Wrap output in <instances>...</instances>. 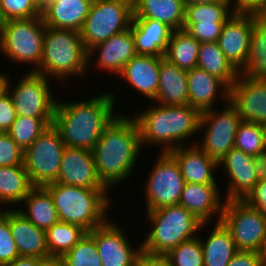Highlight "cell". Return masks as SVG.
<instances>
[{
    "instance_id": "cell-35",
    "label": "cell",
    "mask_w": 266,
    "mask_h": 266,
    "mask_svg": "<svg viewBox=\"0 0 266 266\" xmlns=\"http://www.w3.org/2000/svg\"><path fill=\"white\" fill-rule=\"evenodd\" d=\"M49 255L64 256L87 231L71 223L57 222L45 231Z\"/></svg>"
},
{
    "instance_id": "cell-26",
    "label": "cell",
    "mask_w": 266,
    "mask_h": 266,
    "mask_svg": "<svg viewBox=\"0 0 266 266\" xmlns=\"http://www.w3.org/2000/svg\"><path fill=\"white\" fill-rule=\"evenodd\" d=\"M188 105L198 108L201 112L213 108L218 94L223 100L229 101V88L218 78L205 70L195 67L187 71ZM221 91V92H218Z\"/></svg>"
},
{
    "instance_id": "cell-24",
    "label": "cell",
    "mask_w": 266,
    "mask_h": 266,
    "mask_svg": "<svg viewBox=\"0 0 266 266\" xmlns=\"http://www.w3.org/2000/svg\"><path fill=\"white\" fill-rule=\"evenodd\" d=\"M131 31L138 55L164 57L173 29L153 19H132Z\"/></svg>"
},
{
    "instance_id": "cell-40",
    "label": "cell",
    "mask_w": 266,
    "mask_h": 266,
    "mask_svg": "<svg viewBox=\"0 0 266 266\" xmlns=\"http://www.w3.org/2000/svg\"><path fill=\"white\" fill-rule=\"evenodd\" d=\"M172 266H204L200 237L183 242L165 255Z\"/></svg>"
},
{
    "instance_id": "cell-45",
    "label": "cell",
    "mask_w": 266,
    "mask_h": 266,
    "mask_svg": "<svg viewBox=\"0 0 266 266\" xmlns=\"http://www.w3.org/2000/svg\"><path fill=\"white\" fill-rule=\"evenodd\" d=\"M243 201L266 215V172L259 178Z\"/></svg>"
},
{
    "instance_id": "cell-12",
    "label": "cell",
    "mask_w": 266,
    "mask_h": 266,
    "mask_svg": "<svg viewBox=\"0 0 266 266\" xmlns=\"http://www.w3.org/2000/svg\"><path fill=\"white\" fill-rule=\"evenodd\" d=\"M48 82L44 75L28 71L13 88L10 78H7L6 90L17 116L54 118L58 100L53 96Z\"/></svg>"
},
{
    "instance_id": "cell-20",
    "label": "cell",
    "mask_w": 266,
    "mask_h": 266,
    "mask_svg": "<svg viewBox=\"0 0 266 266\" xmlns=\"http://www.w3.org/2000/svg\"><path fill=\"white\" fill-rule=\"evenodd\" d=\"M219 185L185 182L179 205L185 207L202 223L209 224L213 216L220 222L225 200L220 198ZM208 222V223H207Z\"/></svg>"
},
{
    "instance_id": "cell-54",
    "label": "cell",
    "mask_w": 266,
    "mask_h": 266,
    "mask_svg": "<svg viewBox=\"0 0 266 266\" xmlns=\"http://www.w3.org/2000/svg\"><path fill=\"white\" fill-rule=\"evenodd\" d=\"M41 6H43L49 0H37Z\"/></svg>"
},
{
    "instance_id": "cell-22",
    "label": "cell",
    "mask_w": 266,
    "mask_h": 266,
    "mask_svg": "<svg viewBox=\"0 0 266 266\" xmlns=\"http://www.w3.org/2000/svg\"><path fill=\"white\" fill-rule=\"evenodd\" d=\"M9 208V227L19 256L43 257L49 255L45 230L38 228L15 207Z\"/></svg>"
},
{
    "instance_id": "cell-28",
    "label": "cell",
    "mask_w": 266,
    "mask_h": 266,
    "mask_svg": "<svg viewBox=\"0 0 266 266\" xmlns=\"http://www.w3.org/2000/svg\"><path fill=\"white\" fill-rule=\"evenodd\" d=\"M185 0H133V19H153L173 30H181L185 21Z\"/></svg>"
},
{
    "instance_id": "cell-5",
    "label": "cell",
    "mask_w": 266,
    "mask_h": 266,
    "mask_svg": "<svg viewBox=\"0 0 266 266\" xmlns=\"http://www.w3.org/2000/svg\"><path fill=\"white\" fill-rule=\"evenodd\" d=\"M88 69V52L80 32L71 29L48 27L45 30L42 60L35 73L59 81L68 77L85 76Z\"/></svg>"
},
{
    "instance_id": "cell-29",
    "label": "cell",
    "mask_w": 266,
    "mask_h": 266,
    "mask_svg": "<svg viewBox=\"0 0 266 266\" xmlns=\"http://www.w3.org/2000/svg\"><path fill=\"white\" fill-rule=\"evenodd\" d=\"M25 210L18 211L40 229L47 230L59 222L57 210L50 192L44 186H34L24 198Z\"/></svg>"
},
{
    "instance_id": "cell-47",
    "label": "cell",
    "mask_w": 266,
    "mask_h": 266,
    "mask_svg": "<svg viewBox=\"0 0 266 266\" xmlns=\"http://www.w3.org/2000/svg\"><path fill=\"white\" fill-rule=\"evenodd\" d=\"M227 266H266L261 252L238 250Z\"/></svg>"
},
{
    "instance_id": "cell-31",
    "label": "cell",
    "mask_w": 266,
    "mask_h": 266,
    "mask_svg": "<svg viewBox=\"0 0 266 266\" xmlns=\"http://www.w3.org/2000/svg\"><path fill=\"white\" fill-rule=\"evenodd\" d=\"M240 76L251 79H266V13H254L250 51Z\"/></svg>"
},
{
    "instance_id": "cell-2",
    "label": "cell",
    "mask_w": 266,
    "mask_h": 266,
    "mask_svg": "<svg viewBox=\"0 0 266 266\" xmlns=\"http://www.w3.org/2000/svg\"><path fill=\"white\" fill-rule=\"evenodd\" d=\"M142 148L137 122L119 112L92 150L97 175L109 190L130 177Z\"/></svg>"
},
{
    "instance_id": "cell-48",
    "label": "cell",
    "mask_w": 266,
    "mask_h": 266,
    "mask_svg": "<svg viewBox=\"0 0 266 266\" xmlns=\"http://www.w3.org/2000/svg\"><path fill=\"white\" fill-rule=\"evenodd\" d=\"M134 266H172V264L165 255H153L142 251Z\"/></svg>"
},
{
    "instance_id": "cell-15",
    "label": "cell",
    "mask_w": 266,
    "mask_h": 266,
    "mask_svg": "<svg viewBox=\"0 0 266 266\" xmlns=\"http://www.w3.org/2000/svg\"><path fill=\"white\" fill-rule=\"evenodd\" d=\"M113 221L87 232L97 245V251L102 266H134L137 257L142 252L141 243L136 248L132 247L127 232Z\"/></svg>"
},
{
    "instance_id": "cell-30",
    "label": "cell",
    "mask_w": 266,
    "mask_h": 266,
    "mask_svg": "<svg viewBox=\"0 0 266 266\" xmlns=\"http://www.w3.org/2000/svg\"><path fill=\"white\" fill-rule=\"evenodd\" d=\"M207 239H201L204 266H227L238 251L230 232L221 222H216Z\"/></svg>"
},
{
    "instance_id": "cell-16",
    "label": "cell",
    "mask_w": 266,
    "mask_h": 266,
    "mask_svg": "<svg viewBox=\"0 0 266 266\" xmlns=\"http://www.w3.org/2000/svg\"><path fill=\"white\" fill-rule=\"evenodd\" d=\"M254 13L235 10L223 25L218 45L230 63L240 71L246 64L253 31Z\"/></svg>"
},
{
    "instance_id": "cell-49",
    "label": "cell",
    "mask_w": 266,
    "mask_h": 266,
    "mask_svg": "<svg viewBox=\"0 0 266 266\" xmlns=\"http://www.w3.org/2000/svg\"><path fill=\"white\" fill-rule=\"evenodd\" d=\"M234 4L237 11L266 13V0H234Z\"/></svg>"
},
{
    "instance_id": "cell-33",
    "label": "cell",
    "mask_w": 266,
    "mask_h": 266,
    "mask_svg": "<svg viewBox=\"0 0 266 266\" xmlns=\"http://www.w3.org/2000/svg\"><path fill=\"white\" fill-rule=\"evenodd\" d=\"M32 185L24 165L0 167V204H22Z\"/></svg>"
},
{
    "instance_id": "cell-18",
    "label": "cell",
    "mask_w": 266,
    "mask_h": 266,
    "mask_svg": "<svg viewBox=\"0 0 266 266\" xmlns=\"http://www.w3.org/2000/svg\"><path fill=\"white\" fill-rule=\"evenodd\" d=\"M55 183L87 189H108L97 175L92 151L67 146Z\"/></svg>"
},
{
    "instance_id": "cell-21",
    "label": "cell",
    "mask_w": 266,
    "mask_h": 266,
    "mask_svg": "<svg viewBox=\"0 0 266 266\" xmlns=\"http://www.w3.org/2000/svg\"><path fill=\"white\" fill-rule=\"evenodd\" d=\"M176 159L181 174L188 183L217 185L214 177L218 162L200 149L195 141L189 146H181L169 151Z\"/></svg>"
},
{
    "instance_id": "cell-25",
    "label": "cell",
    "mask_w": 266,
    "mask_h": 266,
    "mask_svg": "<svg viewBox=\"0 0 266 266\" xmlns=\"http://www.w3.org/2000/svg\"><path fill=\"white\" fill-rule=\"evenodd\" d=\"M91 4L89 0H51L42 6V18L48 27L80 32Z\"/></svg>"
},
{
    "instance_id": "cell-46",
    "label": "cell",
    "mask_w": 266,
    "mask_h": 266,
    "mask_svg": "<svg viewBox=\"0 0 266 266\" xmlns=\"http://www.w3.org/2000/svg\"><path fill=\"white\" fill-rule=\"evenodd\" d=\"M17 118L10 94L7 90L0 94V132H8Z\"/></svg>"
},
{
    "instance_id": "cell-10",
    "label": "cell",
    "mask_w": 266,
    "mask_h": 266,
    "mask_svg": "<svg viewBox=\"0 0 266 266\" xmlns=\"http://www.w3.org/2000/svg\"><path fill=\"white\" fill-rule=\"evenodd\" d=\"M65 147L58 130L50 125L24 151L23 163L33 186L57 180Z\"/></svg>"
},
{
    "instance_id": "cell-13",
    "label": "cell",
    "mask_w": 266,
    "mask_h": 266,
    "mask_svg": "<svg viewBox=\"0 0 266 266\" xmlns=\"http://www.w3.org/2000/svg\"><path fill=\"white\" fill-rule=\"evenodd\" d=\"M216 111L211 108L201 113L199 131L205 128V134L201 142L196 141L195 144L219 163L234 148L241 117L229 101L222 111Z\"/></svg>"
},
{
    "instance_id": "cell-50",
    "label": "cell",
    "mask_w": 266,
    "mask_h": 266,
    "mask_svg": "<svg viewBox=\"0 0 266 266\" xmlns=\"http://www.w3.org/2000/svg\"><path fill=\"white\" fill-rule=\"evenodd\" d=\"M38 266H66L64 256L47 255L38 258Z\"/></svg>"
},
{
    "instance_id": "cell-11",
    "label": "cell",
    "mask_w": 266,
    "mask_h": 266,
    "mask_svg": "<svg viewBox=\"0 0 266 266\" xmlns=\"http://www.w3.org/2000/svg\"><path fill=\"white\" fill-rule=\"evenodd\" d=\"M151 168L143 191L146 211L178 205L185 180L176 159L169 152L161 151Z\"/></svg>"
},
{
    "instance_id": "cell-32",
    "label": "cell",
    "mask_w": 266,
    "mask_h": 266,
    "mask_svg": "<svg viewBox=\"0 0 266 266\" xmlns=\"http://www.w3.org/2000/svg\"><path fill=\"white\" fill-rule=\"evenodd\" d=\"M197 67L220 79L229 89L240 74L221 51L218 42L200 43Z\"/></svg>"
},
{
    "instance_id": "cell-53",
    "label": "cell",
    "mask_w": 266,
    "mask_h": 266,
    "mask_svg": "<svg viewBox=\"0 0 266 266\" xmlns=\"http://www.w3.org/2000/svg\"><path fill=\"white\" fill-rule=\"evenodd\" d=\"M8 76L0 72V94L6 90V81Z\"/></svg>"
},
{
    "instance_id": "cell-19",
    "label": "cell",
    "mask_w": 266,
    "mask_h": 266,
    "mask_svg": "<svg viewBox=\"0 0 266 266\" xmlns=\"http://www.w3.org/2000/svg\"><path fill=\"white\" fill-rule=\"evenodd\" d=\"M96 50L99 51L95 61L98 68L119 76L124 66L137 55L131 28L91 48L88 51V65Z\"/></svg>"
},
{
    "instance_id": "cell-38",
    "label": "cell",
    "mask_w": 266,
    "mask_h": 266,
    "mask_svg": "<svg viewBox=\"0 0 266 266\" xmlns=\"http://www.w3.org/2000/svg\"><path fill=\"white\" fill-rule=\"evenodd\" d=\"M235 10L234 3L185 4L184 23H225Z\"/></svg>"
},
{
    "instance_id": "cell-8",
    "label": "cell",
    "mask_w": 266,
    "mask_h": 266,
    "mask_svg": "<svg viewBox=\"0 0 266 266\" xmlns=\"http://www.w3.org/2000/svg\"><path fill=\"white\" fill-rule=\"evenodd\" d=\"M133 15V0H99L92 3L80 30L86 51L129 29Z\"/></svg>"
},
{
    "instance_id": "cell-42",
    "label": "cell",
    "mask_w": 266,
    "mask_h": 266,
    "mask_svg": "<svg viewBox=\"0 0 266 266\" xmlns=\"http://www.w3.org/2000/svg\"><path fill=\"white\" fill-rule=\"evenodd\" d=\"M19 257L18 249L9 227V208L0 209V265Z\"/></svg>"
},
{
    "instance_id": "cell-39",
    "label": "cell",
    "mask_w": 266,
    "mask_h": 266,
    "mask_svg": "<svg viewBox=\"0 0 266 266\" xmlns=\"http://www.w3.org/2000/svg\"><path fill=\"white\" fill-rule=\"evenodd\" d=\"M66 266H102L95 240L87 233L65 255Z\"/></svg>"
},
{
    "instance_id": "cell-43",
    "label": "cell",
    "mask_w": 266,
    "mask_h": 266,
    "mask_svg": "<svg viewBox=\"0 0 266 266\" xmlns=\"http://www.w3.org/2000/svg\"><path fill=\"white\" fill-rule=\"evenodd\" d=\"M24 152L7 132H0V167L24 165Z\"/></svg>"
},
{
    "instance_id": "cell-52",
    "label": "cell",
    "mask_w": 266,
    "mask_h": 266,
    "mask_svg": "<svg viewBox=\"0 0 266 266\" xmlns=\"http://www.w3.org/2000/svg\"><path fill=\"white\" fill-rule=\"evenodd\" d=\"M186 4L234 3V0H185Z\"/></svg>"
},
{
    "instance_id": "cell-51",
    "label": "cell",
    "mask_w": 266,
    "mask_h": 266,
    "mask_svg": "<svg viewBox=\"0 0 266 266\" xmlns=\"http://www.w3.org/2000/svg\"><path fill=\"white\" fill-rule=\"evenodd\" d=\"M0 266H38L37 257H27L19 256L8 263L2 264Z\"/></svg>"
},
{
    "instance_id": "cell-4",
    "label": "cell",
    "mask_w": 266,
    "mask_h": 266,
    "mask_svg": "<svg viewBox=\"0 0 266 266\" xmlns=\"http://www.w3.org/2000/svg\"><path fill=\"white\" fill-rule=\"evenodd\" d=\"M44 187L53 198L60 222L76 224L90 232L108 221L109 189H87L55 182Z\"/></svg>"
},
{
    "instance_id": "cell-41",
    "label": "cell",
    "mask_w": 266,
    "mask_h": 266,
    "mask_svg": "<svg viewBox=\"0 0 266 266\" xmlns=\"http://www.w3.org/2000/svg\"><path fill=\"white\" fill-rule=\"evenodd\" d=\"M42 16V6L37 0H0V23Z\"/></svg>"
},
{
    "instance_id": "cell-9",
    "label": "cell",
    "mask_w": 266,
    "mask_h": 266,
    "mask_svg": "<svg viewBox=\"0 0 266 266\" xmlns=\"http://www.w3.org/2000/svg\"><path fill=\"white\" fill-rule=\"evenodd\" d=\"M220 222L230 232L237 250L266 252L265 215L243 200L225 201Z\"/></svg>"
},
{
    "instance_id": "cell-55",
    "label": "cell",
    "mask_w": 266,
    "mask_h": 266,
    "mask_svg": "<svg viewBox=\"0 0 266 266\" xmlns=\"http://www.w3.org/2000/svg\"><path fill=\"white\" fill-rule=\"evenodd\" d=\"M91 3L98 2L99 0H89Z\"/></svg>"
},
{
    "instance_id": "cell-14",
    "label": "cell",
    "mask_w": 266,
    "mask_h": 266,
    "mask_svg": "<svg viewBox=\"0 0 266 266\" xmlns=\"http://www.w3.org/2000/svg\"><path fill=\"white\" fill-rule=\"evenodd\" d=\"M228 174L225 201L243 200L266 172V161L238 149H231L218 163Z\"/></svg>"
},
{
    "instance_id": "cell-7",
    "label": "cell",
    "mask_w": 266,
    "mask_h": 266,
    "mask_svg": "<svg viewBox=\"0 0 266 266\" xmlns=\"http://www.w3.org/2000/svg\"><path fill=\"white\" fill-rule=\"evenodd\" d=\"M46 28L42 16L1 22V53L13 63L32 65L29 72H35L42 60Z\"/></svg>"
},
{
    "instance_id": "cell-23",
    "label": "cell",
    "mask_w": 266,
    "mask_h": 266,
    "mask_svg": "<svg viewBox=\"0 0 266 266\" xmlns=\"http://www.w3.org/2000/svg\"><path fill=\"white\" fill-rule=\"evenodd\" d=\"M160 58L136 55L123 68L119 77L127 81L137 92L153 101L159 88Z\"/></svg>"
},
{
    "instance_id": "cell-36",
    "label": "cell",
    "mask_w": 266,
    "mask_h": 266,
    "mask_svg": "<svg viewBox=\"0 0 266 266\" xmlns=\"http://www.w3.org/2000/svg\"><path fill=\"white\" fill-rule=\"evenodd\" d=\"M234 148L266 161L264 125L241 121L236 131Z\"/></svg>"
},
{
    "instance_id": "cell-44",
    "label": "cell",
    "mask_w": 266,
    "mask_h": 266,
    "mask_svg": "<svg viewBox=\"0 0 266 266\" xmlns=\"http://www.w3.org/2000/svg\"><path fill=\"white\" fill-rule=\"evenodd\" d=\"M224 23H184L183 28L201 42H217Z\"/></svg>"
},
{
    "instance_id": "cell-6",
    "label": "cell",
    "mask_w": 266,
    "mask_h": 266,
    "mask_svg": "<svg viewBox=\"0 0 266 266\" xmlns=\"http://www.w3.org/2000/svg\"><path fill=\"white\" fill-rule=\"evenodd\" d=\"M146 212L152 229L141 247L148 254L166 255L181 243L196 238V233L206 226L179 204Z\"/></svg>"
},
{
    "instance_id": "cell-34",
    "label": "cell",
    "mask_w": 266,
    "mask_h": 266,
    "mask_svg": "<svg viewBox=\"0 0 266 266\" xmlns=\"http://www.w3.org/2000/svg\"><path fill=\"white\" fill-rule=\"evenodd\" d=\"M200 42L187 30H173L164 58L186 71L197 67Z\"/></svg>"
},
{
    "instance_id": "cell-1",
    "label": "cell",
    "mask_w": 266,
    "mask_h": 266,
    "mask_svg": "<svg viewBox=\"0 0 266 266\" xmlns=\"http://www.w3.org/2000/svg\"><path fill=\"white\" fill-rule=\"evenodd\" d=\"M114 93L107 92L81 102L57 101L53 126L67 147L92 151L104 129L119 114Z\"/></svg>"
},
{
    "instance_id": "cell-3",
    "label": "cell",
    "mask_w": 266,
    "mask_h": 266,
    "mask_svg": "<svg viewBox=\"0 0 266 266\" xmlns=\"http://www.w3.org/2000/svg\"><path fill=\"white\" fill-rule=\"evenodd\" d=\"M201 111L190 105L155 106L131 115L139 127L141 146H162V152L186 146L188 137L199 132ZM185 141V142H184Z\"/></svg>"
},
{
    "instance_id": "cell-17",
    "label": "cell",
    "mask_w": 266,
    "mask_h": 266,
    "mask_svg": "<svg viewBox=\"0 0 266 266\" xmlns=\"http://www.w3.org/2000/svg\"><path fill=\"white\" fill-rule=\"evenodd\" d=\"M229 102L241 121L266 125V79L238 76L229 89Z\"/></svg>"
},
{
    "instance_id": "cell-37",
    "label": "cell",
    "mask_w": 266,
    "mask_h": 266,
    "mask_svg": "<svg viewBox=\"0 0 266 266\" xmlns=\"http://www.w3.org/2000/svg\"><path fill=\"white\" fill-rule=\"evenodd\" d=\"M52 124L53 118L17 116L7 133L24 152Z\"/></svg>"
},
{
    "instance_id": "cell-27",
    "label": "cell",
    "mask_w": 266,
    "mask_h": 266,
    "mask_svg": "<svg viewBox=\"0 0 266 266\" xmlns=\"http://www.w3.org/2000/svg\"><path fill=\"white\" fill-rule=\"evenodd\" d=\"M153 102L165 106L188 105L187 71L164 57H160L159 88Z\"/></svg>"
}]
</instances>
